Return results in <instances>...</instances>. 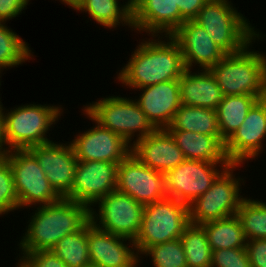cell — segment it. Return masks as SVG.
Masks as SVG:
<instances>
[{
  "label": "cell",
  "mask_w": 266,
  "mask_h": 267,
  "mask_svg": "<svg viewBox=\"0 0 266 267\" xmlns=\"http://www.w3.org/2000/svg\"><path fill=\"white\" fill-rule=\"evenodd\" d=\"M2 77V75H0V78ZM0 80H2V79H0ZM0 86H1V81H0ZM0 100H1V98H0ZM0 103H1V101H0Z\"/></svg>",
  "instance_id": "obj_43"
},
{
  "label": "cell",
  "mask_w": 266,
  "mask_h": 267,
  "mask_svg": "<svg viewBox=\"0 0 266 267\" xmlns=\"http://www.w3.org/2000/svg\"><path fill=\"white\" fill-rule=\"evenodd\" d=\"M119 96L113 95L92 101L84 105L83 110L100 126L121 136L132 146L135 141L153 133L156 128L148 120L135 98Z\"/></svg>",
  "instance_id": "obj_6"
},
{
  "label": "cell",
  "mask_w": 266,
  "mask_h": 267,
  "mask_svg": "<svg viewBox=\"0 0 266 267\" xmlns=\"http://www.w3.org/2000/svg\"><path fill=\"white\" fill-rule=\"evenodd\" d=\"M266 140V97L259 99L246 118L224 143L225 154L231 164H245L255 160L263 150Z\"/></svg>",
  "instance_id": "obj_14"
},
{
  "label": "cell",
  "mask_w": 266,
  "mask_h": 267,
  "mask_svg": "<svg viewBox=\"0 0 266 267\" xmlns=\"http://www.w3.org/2000/svg\"><path fill=\"white\" fill-rule=\"evenodd\" d=\"M265 36L261 32L244 50L227 54L209 69L223 96L254 95L259 99L266 97V53L251 49L256 40L261 38L262 41Z\"/></svg>",
  "instance_id": "obj_3"
},
{
  "label": "cell",
  "mask_w": 266,
  "mask_h": 267,
  "mask_svg": "<svg viewBox=\"0 0 266 267\" xmlns=\"http://www.w3.org/2000/svg\"><path fill=\"white\" fill-rule=\"evenodd\" d=\"M72 9L88 13V18L102 27L117 28L128 26L133 31L132 11L119 0H80Z\"/></svg>",
  "instance_id": "obj_24"
},
{
  "label": "cell",
  "mask_w": 266,
  "mask_h": 267,
  "mask_svg": "<svg viewBox=\"0 0 266 267\" xmlns=\"http://www.w3.org/2000/svg\"><path fill=\"white\" fill-rule=\"evenodd\" d=\"M208 0H174L175 8L185 21L194 20Z\"/></svg>",
  "instance_id": "obj_38"
},
{
  "label": "cell",
  "mask_w": 266,
  "mask_h": 267,
  "mask_svg": "<svg viewBox=\"0 0 266 267\" xmlns=\"http://www.w3.org/2000/svg\"><path fill=\"white\" fill-rule=\"evenodd\" d=\"M245 249L251 267H266V238L246 240Z\"/></svg>",
  "instance_id": "obj_36"
},
{
  "label": "cell",
  "mask_w": 266,
  "mask_h": 267,
  "mask_svg": "<svg viewBox=\"0 0 266 267\" xmlns=\"http://www.w3.org/2000/svg\"><path fill=\"white\" fill-rule=\"evenodd\" d=\"M5 156L13 173L18 209H36L38 205H48L62 198L51 186L36 157L29 150H12Z\"/></svg>",
  "instance_id": "obj_9"
},
{
  "label": "cell",
  "mask_w": 266,
  "mask_h": 267,
  "mask_svg": "<svg viewBox=\"0 0 266 267\" xmlns=\"http://www.w3.org/2000/svg\"><path fill=\"white\" fill-rule=\"evenodd\" d=\"M68 267H89L88 224L68 234L51 249Z\"/></svg>",
  "instance_id": "obj_30"
},
{
  "label": "cell",
  "mask_w": 266,
  "mask_h": 267,
  "mask_svg": "<svg viewBox=\"0 0 266 267\" xmlns=\"http://www.w3.org/2000/svg\"><path fill=\"white\" fill-rule=\"evenodd\" d=\"M88 249L90 266L138 267L142 263L134 241L99 229L91 221L88 223Z\"/></svg>",
  "instance_id": "obj_16"
},
{
  "label": "cell",
  "mask_w": 266,
  "mask_h": 267,
  "mask_svg": "<svg viewBox=\"0 0 266 267\" xmlns=\"http://www.w3.org/2000/svg\"><path fill=\"white\" fill-rule=\"evenodd\" d=\"M187 267H211L212 249L202 225L189 223L180 237Z\"/></svg>",
  "instance_id": "obj_28"
},
{
  "label": "cell",
  "mask_w": 266,
  "mask_h": 267,
  "mask_svg": "<svg viewBox=\"0 0 266 267\" xmlns=\"http://www.w3.org/2000/svg\"><path fill=\"white\" fill-rule=\"evenodd\" d=\"M62 4L68 5L70 8H73L80 0H61Z\"/></svg>",
  "instance_id": "obj_40"
},
{
  "label": "cell",
  "mask_w": 266,
  "mask_h": 267,
  "mask_svg": "<svg viewBox=\"0 0 266 267\" xmlns=\"http://www.w3.org/2000/svg\"><path fill=\"white\" fill-rule=\"evenodd\" d=\"M229 165L185 159L176 168L165 173L167 197L190 205L209 190Z\"/></svg>",
  "instance_id": "obj_11"
},
{
  "label": "cell",
  "mask_w": 266,
  "mask_h": 267,
  "mask_svg": "<svg viewBox=\"0 0 266 267\" xmlns=\"http://www.w3.org/2000/svg\"><path fill=\"white\" fill-rule=\"evenodd\" d=\"M211 267H251L245 248L212 251Z\"/></svg>",
  "instance_id": "obj_34"
},
{
  "label": "cell",
  "mask_w": 266,
  "mask_h": 267,
  "mask_svg": "<svg viewBox=\"0 0 266 267\" xmlns=\"http://www.w3.org/2000/svg\"><path fill=\"white\" fill-rule=\"evenodd\" d=\"M150 37L137 45L127 64L115 77L134 91L160 82L178 80L186 70L180 45L172 36Z\"/></svg>",
  "instance_id": "obj_1"
},
{
  "label": "cell",
  "mask_w": 266,
  "mask_h": 267,
  "mask_svg": "<svg viewBox=\"0 0 266 267\" xmlns=\"http://www.w3.org/2000/svg\"><path fill=\"white\" fill-rule=\"evenodd\" d=\"M5 109L3 107L5 142L7 150L12 151L28 150L53 141L46 136L63 115L64 107L33 102Z\"/></svg>",
  "instance_id": "obj_5"
},
{
  "label": "cell",
  "mask_w": 266,
  "mask_h": 267,
  "mask_svg": "<svg viewBox=\"0 0 266 267\" xmlns=\"http://www.w3.org/2000/svg\"><path fill=\"white\" fill-rule=\"evenodd\" d=\"M4 146V147H3ZM8 152L4 135V115L3 104L0 103V157L4 156Z\"/></svg>",
  "instance_id": "obj_39"
},
{
  "label": "cell",
  "mask_w": 266,
  "mask_h": 267,
  "mask_svg": "<svg viewBox=\"0 0 266 267\" xmlns=\"http://www.w3.org/2000/svg\"><path fill=\"white\" fill-rule=\"evenodd\" d=\"M142 256H149L154 267H187L180 238L150 246Z\"/></svg>",
  "instance_id": "obj_32"
},
{
  "label": "cell",
  "mask_w": 266,
  "mask_h": 267,
  "mask_svg": "<svg viewBox=\"0 0 266 267\" xmlns=\"http://www.w3.org/2000/svg\"><path fill=\"white\" fill-rule=\"evenodd\" d=\"M82 111L95 125L83 133L78 132L70 141L77 160L117 164L122 162L131 153V145L121 136L100 126L83 109Z\"/></svg>",
  "instance_id": "obj_15"
},
{
  "label": "cell",
  "mask_w": 266,
  "mask_h": 267,
  "mask_svg": "<svg viewBox=\"0 0 266 267\" xmlns=\"http://www.w3.org/2000/svg\"><path fill=\"white\" fill-rule=\"evenodd\" d=\"M138 0H127V2H125V5L132 11L136 4H137Z\"/></svg>",
  "instance_id": "obj_41"
},
{
  "label": "cell",
  "mask_w": 266,
  "mask_h": 267,
  "mask_svg": "<svg viewBox=\"0 0 266 267\" xmlns=\"http://www.w3.org/2000/svg\"><path fill=\"white\" fill-rule=\"evenodd\" d=\"M185 159L216 164H231L225 154L224 143L217 136L183 130H168Z\"/></svg>",
  "instance_id": "obj_23"
},
{
  "label": "cell",
  "mask_w": 266,
  "mask_h": 267,
  "mask_svg": "<svg viewBox=\"0 0 266 267\" xmlns=\"http://www.w3.org/2000/svg\"><path fill=\"white\" fill-rule=\"evenodd\" d=\"M181 103L185 106L216 110L223 94L210 70L186 69L178 79Z\"/></svg>",
  "instance_id": "obj_22"
},
{
  "label": "cell",
  "mask_w": 266,
  "mask_h": 267,
  "mask_svg": "<svg viewBox=\"0 0 266 267\" xmlns=\"http://www.w3.org/2000/svg\"><path fill=\"white\" fill-rule=\"evenodd\" d=\"M27 5V0H0V22L10 21L21 15Z\"/></svg>",
  "instance_id": "obj_37"
},
{
  "label": "cell",
  "mask_w": 266,
  "mask_h": 267,
  "mask_svg": "<svg viewBox=\"0 0 266 267\" xmlns=\"http://www.w3.org/2000/svg\"><path fill=\"white\" fill-rule=\"evenodd\" d=\"M135 100L156 129H167L182 105L178 80L164 81L140 88Z\"/></svg>",
  "instance_id": "obj_20"
},
{
  "label": "cell",
  "mask_w": 266,
  "mask_h": 267,
  "mask_svg": "<svg viewBox=\"0 0 266 267\" xmlns=\"http://www.w3.org/2000/svg\"><path fill=\"white\" fill-rule=\"evenodd\" d=\"M131 154L142 164L164 174L185 160L167 129H156L148 136L135 141L131 146Z\"/></svg>",
  "instance_id": "obj_21"
},
{
  "label": "cell",
  "mask_w": 266,
  "mask_h": 267,
  "mask_svg": "<svg viewBox=\"0 0 266 267\" xmlns=\"http://www.w3.org/2000/svg\"><path fill=\"white\" fill-rule=\"evenodd\" d=\"M18 243L21 253L51 250L64 236L82 230L90 221V207L61 198L38 206Z\"/></svg>",
  "instance_id": "obj_2"
},
{
  "label": "cell",
  "mask_w": 266,
  "mask_h": 267,
  "mask_svg": "<svg viewBox=\"0 0 266 267\" xmlns=\"http://www.w3.org/2000/svg\"><path fill=\"white\" fill-rule=\"evenodd\" d=\"M171 36L180 45L186 69L198 64L209 70L227 55L194 20L185 21Z\"/></svg>",
  "instance_id": "obj_18"
},
{
  "label": "cell",
  "mask_w": 266,
  "mask_h": 267,
  "mask_svg": "<svg viewBox=\"0 0 266 267\" xmlns=\"http://www.w3.org/2000/svg\"><path fill=\"white\" fill-rule=\"evenodd\" d=\"M167 130H183L222 137L218 127L217 110L181 105Z\"/></svg>",
  "instance_id": "obj_25"
},
{
  "label": "cell",
  "mask_w": 266,
  "mask_h": 267,
  "mask_svg": "<svg viewBox=\"0 0 266 267\" xmlns=\"http://www.w3.org/2000/svg\"><path fill=\"white\" fill-rule=\"evenodd\" d=\"M54 142L33 146L28 150L36 157L51 186L64 198L72 189L78 160L70 142Z\"/></svg>",
  "instance_id": "obj_17"
},
{
  "label": "cell",
  "mask_w": 266,
  "mask_h": 267,
  "mask_svg": "<svg viewBox=\"0 0 266 267\" xmlns=\"http://www.w3.org/2000/svg\"><path fill=\"white\" fill-rule=\"evenodd\" d=\"M19 256L18 261L24 267H68L52 250L19 253Z\"/></svg>",
  "instance_id": "obj_35"
},
{
  "label": "cell",
  "mask_w": 266,
  "mask_h": 267,
  "mask_svg": "<svg viewBox=\"0 0 266 267\" xmlns=\"http://www.w3.org/2000/svg\"><path fill=\"white\" fill-rule=\"evenodd\" d=\"M258 100L259 98L254 95L223 96L222 101L216 109L218 127L223 143L239 128L249 110Z\"/></svg>",
  "instance_id": "obj_26"
},
{
  "label": "cell",
  "mask_w": 266,
  "mask_h": 267,
  "mask_svg": "<svg viewBox=\"0 0 266 267\" xmlns=\"http://www.w3.org/2000/svg\"><path fill=\"white\" fill-rule=\"evenodd\" d=\"M213 250L245 248L246 238L237 215L202 224Z\"/></svg>",
  "instance_id": "obj_27"
},
{
  "label": "cell",
  "mask_w": 266,
  "mask_h": 267,
  "mask_svg": "<svg viewBox=\"0 0 266 267\" xmlns=\"http://www.w3.org/2000/svg\"><path fill=\"white\" fill-rule=\"evenodd\" d=\"M236 215L246 240L266 238V202L245 197Z\"/></svg>",
  "instance_id": "obj_31"
},
{
  "label": "cell",
  "mask_w": 266,
  "mask_h": 267,
  "mask_svg": "<svg viewBox=\"0 0 266 267\" xmlns=\"http://www.w3.org/2000/svg\"><path fill=\"white\" fill-rule=\"evenodd\" d=\"M184 22L174 0H138L132 10L133 31L148 36H171Z\"/></svg>",
  "instance_id": "obj_19"
},
{
  "label": "cell",
  "mask_w": 266,
  "mask_h": 267,
  "mask_svg": "<svg viewBox=\"0 0 266 267\" xmlns=\"http://www.w3.org/2000/svg\"><path fill=\"white\" fill-rule=\"evenodd\" d=\"M194 21L226 54L241 52L261 34L229 0H208Z\"/></svg>",
  "instance_id": "obj_4"
},
{
  "label": "cell",
  "mask_w": 266,
  "mask_h": 267,
  "mask_svg": "<svg viewBox=\"0 0 266 267\" xmlns=\"http://www.w3.org/2000/svg\"><path fill=\"white\" fill-rule=\"evenodd\" d=\"M96 205L98 209L94 208ZM90 211L91 222L99 229L135 241L141 228L144 205L115 190L98 200Z\"/></svg>",
  "instance_id": "obj_10"
},
{
  "label": "cell",
  "mask_w": 266,
  "mask_h": 267,
  "mask_svg": "<svg viewBox=\"0 0 266 267\" xmlns=\"http://www.w3.org/2000/svg\"><path fill=\"white\" fill-rule=\"evenodd\" d=\"M19 34L0 22V74L4 69L18 67L32 60L33 52Z\"/></svg>",
  "instance_id": "obj_29"
},
{
  "label": "cell",
  "mask_w": 266,
  "mask_h": 267,
  "mask_svg": "<svg viewBox=\"0 0 266 267\" xmlns=\"http://www.w3.org/2000/svg\"><path fill=\"white\" fill-rule=\"evenodd\" d=\"M17 267H24L19 261L18 263L16 264Z\"/></svg>",
  "instance_id": "obj_42"
},
{
  "label": "cell",
  "mask_w": 266,
  "mask_h": 267,
  "mask_svg": "<svg viewBox=\"0 0 266 267\" xmlns=\"http://www.w3.org/2000/svg\"><path fill=\"white\" fill-rule=\"evenodd\" d=\"M118 164L102 161H78L71 191L64 197L90 208L116 190Z\"/></svg>",
  "instance_id": "obj_13"
},
{
  "label": "cell",
  "mask_w": 266,
  "mask_h": 267,
  "mask_svg": "<svg viewBox=\"0 0 266 267\" xmlns=\"http://www.w3.org/2000/svg\"><path fill=\"white\" fill-rule=\"evenodd\" d=\"M18 210V197L8 158L0 157V216Z\"/></svg>",
  "instance_id": "obj_33"
},
{
  "label": "cell",
  "mask_w": 266,
  "mask_h": 267,
  "mask_svg": "<svg viewBox=\"0 0 266 267\" xmlns=\"http://www.w3.org/2000/svg\"><path fill=\"white\" fill-rule=\"evenodd\" d=\"M188 224V205L174 198L144 205L141 228L134 241L139 257L150 246L179 239Z\"/></svg>",
  "instance_id": "obj_7"
},
{
  "label": "cell",
  "mask_w": 266,
  "mask_h": 267,
  "mask_svg": "<svg viewBox=\"0 0 266 267\" xmlns=\"http://www.w3.org/2000/svg\"><path fill=\"white\" fill-rule=\"evenodd\" d=\"M116 190L143 205L167 197L165 174L142 164L129 154L118 164Z\"/></svg>",
  "instance_id": "obj_12"
},
{
  "label": "cell",
  "mask_w": 266,
  "mask_h": 267,
  "mask_svg": "<svg viewBox=\"0 0 266 267\" xmlns=\"http://www.w3.org/2000/svg\"><path fill=\"white\" fill-rule=\"evenodd\" d=\"M239 167L241 164H230L207 192L188 205L189 223L202 225L236 215L245 198L240 195L241 185H244L245 180L233 174Z\"/></svg>",
  "instance_id": "obj_8"
}]
</instances>
